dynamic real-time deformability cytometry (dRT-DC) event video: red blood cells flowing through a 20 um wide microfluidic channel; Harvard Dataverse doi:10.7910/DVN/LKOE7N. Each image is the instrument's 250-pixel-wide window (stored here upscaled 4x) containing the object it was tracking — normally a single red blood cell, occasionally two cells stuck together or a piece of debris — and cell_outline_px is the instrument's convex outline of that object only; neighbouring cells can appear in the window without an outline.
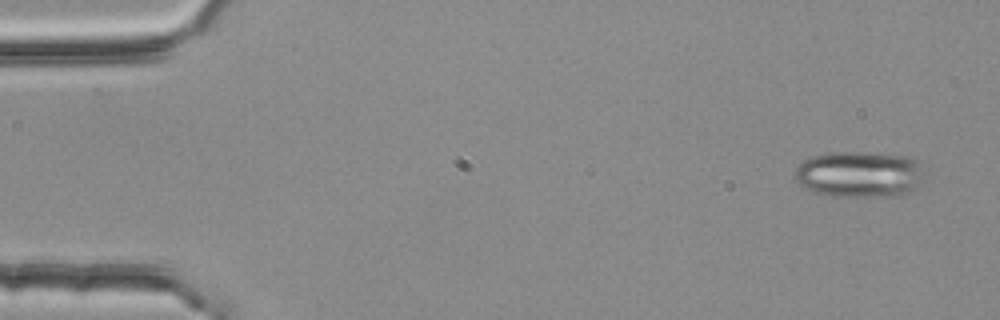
{"species": "common noctule bat (a hibernating species)", "species_latin": "Nyctalus noctula", "temperature_condition": "room temperature", "stored_images_in_passage": 4, "camera_frame_rate_fps": 3000, "um_per_image_px": 0.085, "animal": {"sex": "female", "body_mass_g": 25.1}, "frame": {"image": 1, "passage_image": 1, "time_ms": 0.0, "image_size_px": [1000, 320], "cell_outline_px": [[920, 180], [912, 192], [896, 196], [832, 196], [816, 192], [800, 184], [796, 180], [796, 168], [804, 160], [812, 156], [828, 152], [864, 152], [916, 156], [920, 160]], "centroid_in_image_um": [73.08, 14.79], "position_along_channel_um": 11.9, "area_um2": 34.85}}